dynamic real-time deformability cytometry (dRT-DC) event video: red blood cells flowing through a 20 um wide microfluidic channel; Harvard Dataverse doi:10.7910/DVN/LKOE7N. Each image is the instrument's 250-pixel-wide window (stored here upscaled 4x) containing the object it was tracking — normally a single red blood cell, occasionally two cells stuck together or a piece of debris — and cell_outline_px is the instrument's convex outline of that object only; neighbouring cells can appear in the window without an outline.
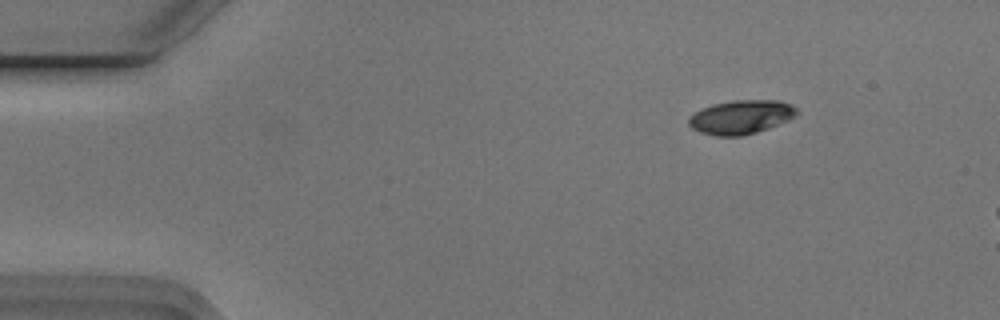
{"species": "Egyptian fruit bat (a non-hibernating species)", "species_latin": "Rousettus aegyptiacus", "temperature_condition": "cold", "stored_images_in_passage": 11, "camera_frame_rate_fps": 3000, "um_per_image_px": 0.085, "animal": {"sex": "male"}, "frame": {"image": 1, "passage_image": 1, "time_ms": 0.0, "image_size_px": [1000, 320], "cell_outline_px": [[800, 112], [788, 120], [768, 128], [756, 132], [740, 136], [716, 136], [700, 132], [692, 128], [688, 124], [688, 116], [712, 104], [732, 100], [780, 100], [792, 104]], "centroid_in_image_um": [62.99, 9.94], "position_along_channel_um": 22.0, "area_um2": 21.39}}
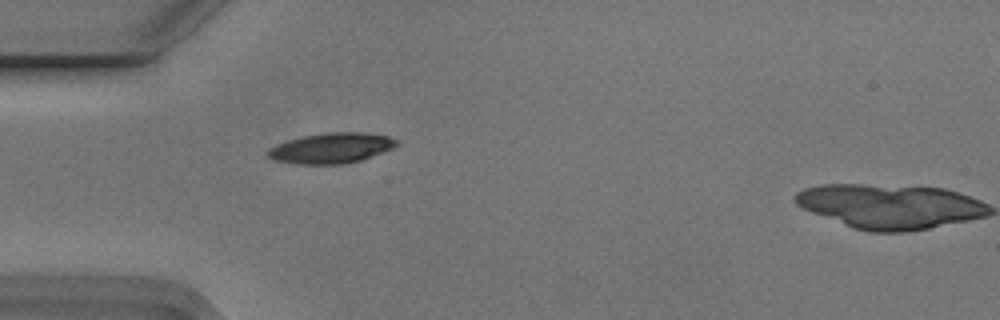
{"frame": {"image": 2, "passage_image": 10, "time_ms": 3.0, "image_size_px": [1000, 320], "cell_outline_px": [[396, 144], [392, 148], [360, 160], [344, 164], [296, 164], [276, 160], [268, 156], [268, 148], [276, 144], [288, 140], [304, 136], [324, 132], [360, 132], [388, 136], [396, 140]], "centroid_in_image_um": [28.12, 12.58], "position_along_channel_um": 56.9, "area_um2": 22.48}}